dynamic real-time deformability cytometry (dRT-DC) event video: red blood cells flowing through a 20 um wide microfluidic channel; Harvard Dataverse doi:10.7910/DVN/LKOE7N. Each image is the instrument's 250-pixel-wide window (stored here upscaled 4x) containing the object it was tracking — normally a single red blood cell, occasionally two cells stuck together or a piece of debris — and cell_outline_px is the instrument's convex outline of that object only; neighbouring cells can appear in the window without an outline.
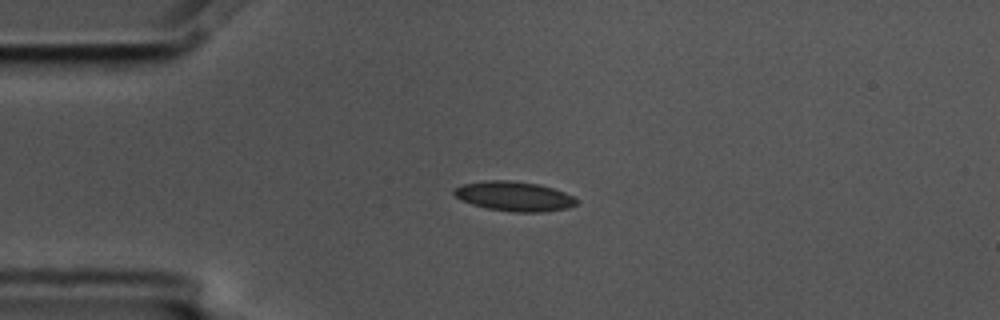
{"species": "common noctule bat (a hibernating species)", "species_latin": "Nyctalus noctula", "temperature_condition": "cold", "stored_images_in_passage": 4, "camera_frame_rate_fps": 3000, "um_per_image_px": 0.085, "animal": {"sex": "male", "body_mass_g": 17.5, "forearm_length_mm": 52.3}, "frame": {"image": 1, "passage_image": 3, "time_ms": 0.667, "image_size_px": [1000, 320], "cell_outline_px": [[576, 204], [568, 208], [544, 212], [516, 212], [488, 208], [472, 204], [456, 196], [452, 192], [456, 188], [464, 184], [484, 180], [508, 180], [540, 184], [576, 196]], "centroid_in_image_um": [43.75, 16.68], "position_along_channel_um": 41.3, "area_um2": 20.98}}